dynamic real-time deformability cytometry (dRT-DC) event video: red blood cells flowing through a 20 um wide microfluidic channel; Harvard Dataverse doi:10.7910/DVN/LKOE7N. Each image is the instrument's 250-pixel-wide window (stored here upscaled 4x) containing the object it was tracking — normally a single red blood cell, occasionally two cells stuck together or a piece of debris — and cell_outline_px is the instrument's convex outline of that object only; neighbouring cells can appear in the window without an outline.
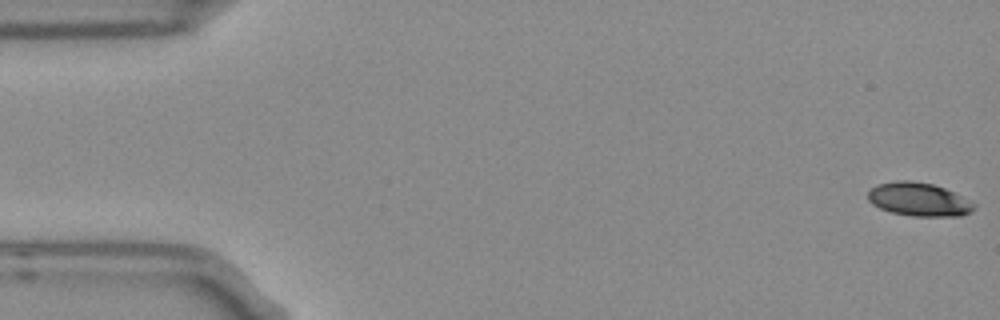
{"species": "Egyptian fruit bat (a non-hibernating species)", "species_latin": "Rousettus aegyptiacus", "temperature_condition": "room temperature", "stored_images_in_passage": 6, "camera_frame_rate_fps": 3000, "um_per_image_px": 0.085, "frame": {"image": 1, "passage_image": 1, "time_ms": 0.0, "image_size_px": [1000, 320], "cell_outline_px": [[976, 208], [972, 212], [960, 216], [912, 216], [892, 212], [880, 208], [872, 204], [868, 200], [868, 192], [876, 184], [896, 180], [908, 180], [932, 184], [944, 188], [976, 204]], "centroid_in_image_um": [78.09, 16.95], "position_along_channel_um": 6.9, "area_um2": 20.63}}
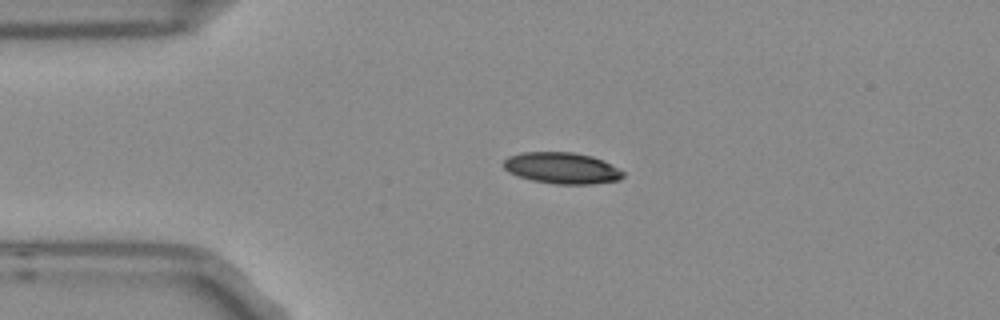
{"frame": {"image": 2, "passage_image": 4, "time_ms": 1.0, "image_size_px": [1000, 320], "cell_outline_px": [[624, 176], [620, 180], [592, 184], [556, 184], [532, 180], [508, 172], [504, 168], [504, 160], [508, 156], [520, 152], [572, 152], [592, 156], [604, 160], [624, 172]], "centroid_in_image_um": [47.77, 14.28], "position_along_channel_um": 37.2, "area_um2": 21.85}}
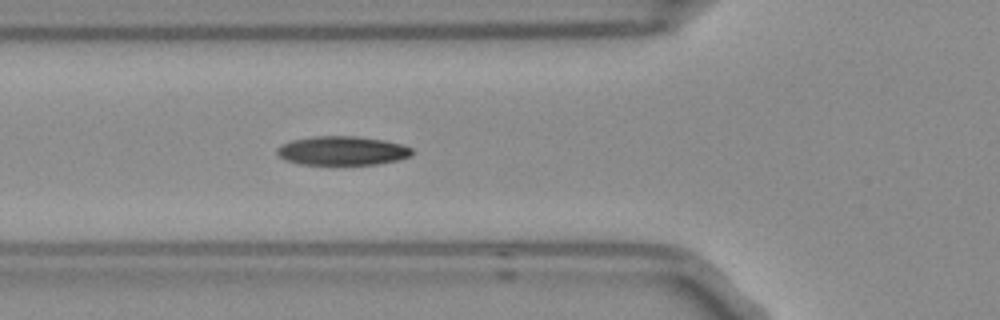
{"frame": {"image": 3, "passage_image": 6, "time_ms": 1.667, "image_size_px": [1000, 320], "cell_outline_px": [[412, 156], [396, 160], [376, 164], [300, 164], [288, 160], [280, 156], [276, 152], [276, 148], [280, 144], [292, 140], [312, 136], [356, 136], [384, 140], [400, 144], [412, 148]], "centroid_in_image_um": [29.08, 12.8], "position_along_channel_um": 96.7, "area_um2": 22.66}}